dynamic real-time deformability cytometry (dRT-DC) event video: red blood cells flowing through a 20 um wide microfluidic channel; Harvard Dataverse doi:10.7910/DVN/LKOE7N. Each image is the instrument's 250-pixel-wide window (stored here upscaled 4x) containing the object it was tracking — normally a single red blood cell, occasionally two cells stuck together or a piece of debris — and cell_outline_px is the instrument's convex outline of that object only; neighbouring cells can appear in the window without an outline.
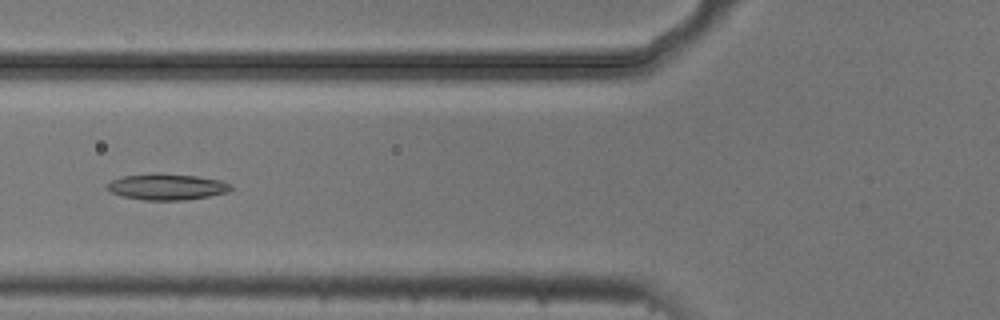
{"species": "common noctule bat (a hibernating species)", "species_latin": "Nyctalus noctula", "temperature_condition": "cold", "stored_images_in_passage": 8, "camera_frame_rate_fps": 3000, "um_per_image_px": 0.085, "animal": {"sex": "male", "body_mass_g": 20.5, "forearm_length_mm": 52.5}, "frame": {"image": 1, "passage_image": 5, "time_ms": 1.333, "image_size_px": [1000, 320], "cell_outline_px": [[232, 188], [228, 192], [208, 196], [184, 200], [144, 200], [124, 196], [112, 192], [104, 188], [112, 180], [124, 176], [156, 172], [196, 176], [220, 180], [232, 184]], "centroid_in_image_um": [14.19, 15.87], "position_along_channel_um": 111.6, "area_um2": 18.84}}
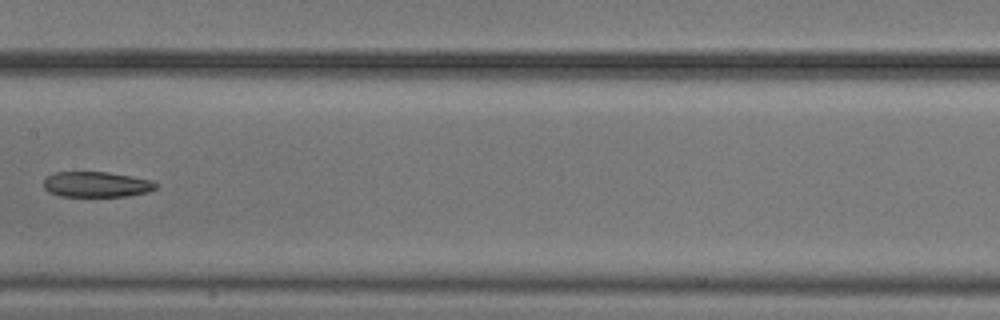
{"frame": {"image": 2, "passage_image": 7, "time_ms": 2.0, "image_size_px": [1000, 320], "cell_outline_px": [[160, 184], [156, 188], [148, 192], [128, 196], [60, 196], [48, 192], [44, 188], [44, 180], [48, 176], [56, 172], [108, 172], [148, 180]], "centroid_in_image_um": [8.19, 15.68], "position_along_channel_um": 199.2, "area_um2": 16.53}}
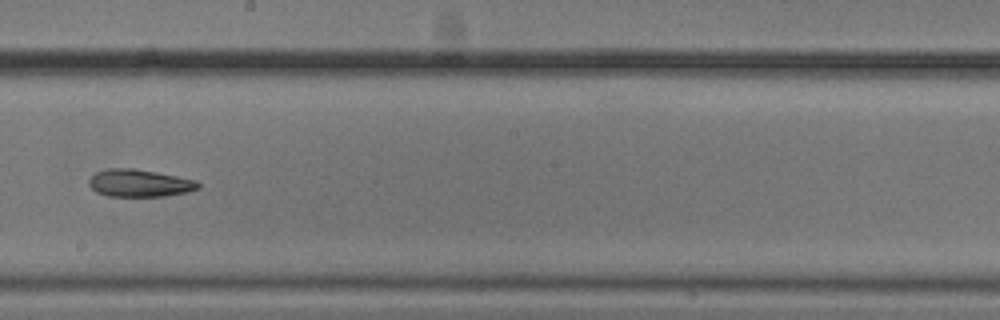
{"frame": {"image": 3, "passage_image": 8, "time_ms": 2.333, "image_size_px": [1000, 320], "cell_outline_px": [[200, 188], [188, 192], [164, 196], [108, 196], [96, 192], [88, 184], [88, 180], [96, 172], [108, 168], [132, 168], [156, 172], [196, 180], [200, 184]], "centroid_in_image_um": [11.85, 15.56], "position_along_channel_um": 236.3, "area_um2": 17.46}}